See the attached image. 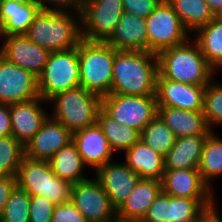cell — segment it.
<instances>
[{"instance_id":"44","label":"cell","mask_w":222,"mask_h":222,"mask_svg":"<svg viewBox=\"0 0 222 222\" xmlns=\"http://www.w3.org/2000/svg\"><path fill=\"white\" fill-rule=\"evenodd\" d=\"M202 222H222L217 211L211 212Z\"/></svg>"},{"instance_id":"42","label":"cell","mask_w":222,"mask_h":222,"mask_svg":"<svg viewBox=\"0 0 222 222\" xmlns=\"http://www.w3.org/2000/svg\"><path fill=\"white\" fill-rule=\"evenodd\" d=\"M12 135L9 104L0 103V137Z\"/></svg>"},{"instance_id":"10","label":"cell","mask_w":222,"mask_h":222,"mask_svg":"<svg viewBox=\"0 0 222 222\" xmlns=\"http://www.w3.org/2000/svg\"><path fill=\"white\" fill-rule=\"evenodd\" d=\"M122 0H86L81 11V36L106 42L123 15Z\"/></svg>"},{"instance_id":"32","label":"cell","mask_w":222,"mask_h":222,"mask_svg":"<svg viewBox=\"0 0 222 222\" xmlns=\"http://www.w3.org/2000/svg\"><path fill=\"white\" fill-rule=\"evenodd\" d=\"M140 140L165 156L173 147L176 137L171 129L157 114L141 131Z\"/></svg>"},{"instance_id":"31","label":"cell","mask_w":222,"mask_h":222,"mask_svg":"<svg viewBox=\"0 0 222 222\" xmlns=\"http://www.w3.org/2000/svg\"><path fill=\"white\" fill-rule=\"evenodd\" d=\"M198 170L209 187L212 179L222 176V139L212 131L204 142Z\"/></svg>"},{"instance_id":"26","label":"cell","mask_w":222,"mask_h":222,"mask_svg":"<svg viewBox=\"0 0 222 222\" xmlns=\"http://www.w3.org/2000/svg\"><path fill=\"white\" fill-rule=\"evenodd\" d=\"M48 161L54 174L72 185L88 179L82 172L86 165L73 141L60 148Z\"/></svg>"},{"instance_id":"17","label":"cell","mask_w":222,"mask_h":222,"mask_svg":"<svg viewBox=\"0 0 222 222\" xmlns=\"http://www.w3.org/2000/svg\"><path fill=\"white\" fill-rule=\"evenodd\" d=\"M162 192L190 199H214L213 190L202 179L198 169H165Z\"/></svg>"},{"instance_id":"14","label":"cell","mask_w":222,"mask_h":222,"mask_svg":"<svg viewBox=\"0 0 222 222\" xmlns=\"http://www.w3.org/2000/svg\"><path fill=\"white\" fill-rule=\"evenodd\" d=\"M206 85H190L157 76L156 100L158 107L203 111Z\"/></svg>"},{"instance_id":"35","label":"cell","mask_w":222,"mask_h":222,"mask_svg":"<svg viewBox=\"0 0 222 222\" xmlns=\"http://www.w3.org/2000/svg\"><path fill=\"white\" fill-rule=\"evenodd\" d=\"M203 114L210 129L222 125V83L211 80L206 85Z\"/></svg>"},{"instance_id":"6","label":"cell","mask_w":222,"mask_h":222,"mask_svg":"<svg viewBox=\"0 0 222 222\" xmlns=\"http://www.w3.org/2000/svg\"><path fill=\"white\" fill-rule=\"evenodd\" d=\"M17 185L30 196L41 195L55 205L70 201L72 184L54 174L49 161L23 158Z\"/></svg>"},{"instance_id":"45","label":"cell","mask_w":222,"mask_h":222,"mask_svg":"<svg viewBox=\"0 0 222 222\" xmlns=\"http://www.w3.org/2000/svg\"><path fill=\"white\" fill-rule=\"evenodd\" d=\"M115 222H142V221H135V220H121V219H118L116 218Z\"/></svg>"},{"instance_id":"22","label":"cell","mask_w":222,"mask_h":222,"mask_svg":"<svg viewBox=\"0 0 222 222\" xmlns=\"http://www.w3.org/2000/svg\"><path fill=\"white\" fill-rule=\"evenodd\" d=\"M158 115L171 129L176 138L208 135L212 131L207 126L203 111L158 107Z\"/></svg>"},{"instance_id":"40","label":"cell","mask_w":222,"mask_h":222,"mask_svg":"<svg viewBox=\"0 0 222 222\" xmlns=\"http://www.w3.org/2000/svg\"><path fill=\"white\" fill-rule=\"evenodd\" d=\"M42 11H66L81 13L86 0H33ZM56 6L50 7L49 6ZM52 4V5H51ZM70 9V10H69ZM73 9V10H71Z\"/></svg>"},{"instance_id":"16","label":"cell","mask_w":222,"mask_h":222,"mask_svg":"<svg viewBox=\"0 0 222 222\" xmlns=\"http://www.w3.org/2000/svg\"><path fill=\"white\" fill-rule=\"evenodd\" d=\"M72 141V132L51 116L43 122L26 143L25 156L33 160H49L60 148Z\"/></svg>"},{"instance_id":"25","label":"cell","mask_w":222,"mask_h":222,"mask_svg":"<svg viewBox=\"0 0 222 222\" xmlns=\"http://www.w3.org/2000/svg\"><path fill=\"white\" fill-rule=\"evenodd\" d=\"M207 135L176 138L164 156L165 169H198Z\"/></svg>"},{"instance_id":"20","label":"cell","mask_w":222,"mask_h":222,"mask_svg":"<svg viewBox=\"0 0 222 222\" xmlns=\"http://www.w3.org/2000/svg\"><path fill=\"white\" fill-rule=\"evenodd\" d=\"M41 9L33 0L0 2V37L26 34Z\"/></svg>"},{"instance_id":"24","label":"cell","mask_w":222,"mask_h":222,"mask_svg":"<svg viewBox=\"0 0 222 222\" xmlns=\"http://www.w3.org/2000/svg\"><path fill=\"white\" fill-rule=\"evenodd\" d=\"M124 163L137 173L141 179L161 181L165 171L164 156L139 140L124 151Z\"/></svg>"},{"instance_id":"23","label":"cell","mask_w":222,"mask_h":222,"mask_svg":"<svg viewBox=\"0 0 222 222\" xmlns=\"http://www.w3.org/2000/svg\"><path fill=\"white\" fill-rule=\"evenodd\" d=\"M161 191V181L140 179L134 191L116 211V218L141 221Z\"/></svg>"},{"instance_id":"29","label":"cell","mask_w":222,"mask_h":222,"mask_svg":"<svg viewBox=\"0 0 222 222\" xmlns=\"http://www.w3.org/2000/svg\"><path fill=\"white\" fill-rule=\"evenodd\" d=\"M97 124L101 127L114 153L124 152L140 140L139 130L121 125L102 108L98 112Z\"/></svg>"},{"instance_id":"28","label":"cell","mask_w":222,"mask_h":222,"mask_svg":"<svg viewBox=\"0 0 222 222\" xmlns=\"http://www.w3.org/2000/svg\"><path fill=\"white\" fill-rule=\"evenodd\" d=\"M214 200L170 196V222H202L217 210Z\"/></svg>"},{"instance_id":"39","label":"cell","mask_w":222,"mask_h":222,"mask_svg":"<svg viewBox=\"0 0 222 222\" xmlns=\"http://www.w3.org/2000/svg\"><path fill=\"white\" fill-rule=\"evenodd\" d=\"M123 11L146 19L161 3L160 0H122Z\"/></svg>"},{"instance_id":"30","label":"cell","mask_w":222,"mask_h":222,"mask_svg":"<svg viewBox=\"0 0 222 222\" xmlns=\"http://www.w3.org/2000/svg\"><path fill=\"white\" fill-rule=\"evenodd\" d=\"M169 3L190 34L216 17L205 0H171Z\"/></svg>"},{"instance_id":"19","label":"cell","mask_w":222,"mask_h":222,"mask_svg":"<svg viewBox=\"0 0 222 222\" xmlns=\"http://www.w3.org/2000/svg\"><path fill=\"white\" fill-rule=\"evenodd\" d=\"M43 101L47 102L42 97H37L23 103L9 104L12 136L24 146L40 130L43 122L49 116L42 107L41 102Z\"/></svg>"},{"instance_id":"8","label":"cell","mask_w":222,"mask_h":222,"mask_svg":"<svg viewBox=\"0 0 222 222\" xmlns=\"http://www.w3.org/2000/svg\"><path fill=\"white\" fill-rule=\"evenodd\" d=\"M146 28L148 51L155 54L191 39L169 2H161L146 18Z\"/></svg>"},{"instance_id":"13","label":"cell","mask_w":222,"mask_h":222,"mask_svg":"<svg viewBox=\"0 0 222 222\" xmlns=\"http://www.w3.org/2000/svg\"><path fill=\"white\" fill-rule=\"evenodd\" d=\"M0 55L9 62L39 76L48 61L50 52L32 42L26 34L2 36Z\"/></svg>"},{"instance_id":"4","label":"cell","mask_w":222,"mask_h":222,"mask_svg":"<svg viewBox=\"0 0 222 222\" xmlns=\"http://www.w3.org/2000/svg\"><path fill=\"white\" fill-rule=\"evenodd\" d=\"M77 49L80 86L100 97L110 94L115 49L106 42L83 38Z\"/></svg>"},{"instance_id":"33","label":"cell","mask_w":222,"mask_h":222,"mask_svg":"<svg viewBox=\"0 0 222 222\" xmlns=\"http://www.w3.org/2000/svg\"><path fill=\"white\" fill-rule=\"evenodd\" d=\"M25 147L14 136L0 137V175L16 176Z\"/></svg>"},{"instance_id":"27","label":"cell","mask_w":222,"mask_h":222,"mask_svg":"<svg viewBox=\"0 0 222 222\" xmlns=\"http://www.w3.org/2000/svg\"><path fill=\"white\" fill-rule=\"evenodd\" d=\"M195 42L208 64L216 71L222 68V16L215 17L195 32Z\"/></svg>"},{"instance_id":"41","label":"cell","mask_w":222,"mask_h":222,"mask_svg":"<svg viewBox=\"0 0 222 222\" xmlns=\"http://www.w3.org/2000/svg\"><path fill=\"white\" fill-rule=\"evenodd\" d=\"M17 185L16 176L0 175V217L11 192Z\"/></svg>"},{"instance_id":"37","label":"cell","mask_w":222,"mask_h":222,"mask_svg":"<svg viewBox=\"0 0 222 222\" xmlns=\"http://www.w3.org/2000/svg\"><path fill=\"white\" fill-rule=\"evenodd\" d=\"M141 221L170 222V196L161 191Z\"/></svg>"},{"instance_id":"7","label":"cell","mask_w":222,"mask_h":222,"mask_svg":"<svg viewBox=\"0 0 222 222\" xmlns=\"http://www.w3.org/2000/svg\"><path fill=\"white\" fill-rule=\"evenodd\" d=\"M80 86L78 49L51 52L38 76L39 96L49 101L60 92Z\"/></svg>"},{"instance_id":"1","label":"cell","mask_w":222,"mask_h":222,"mask_svg":"<svg viewBox=\"0 0 222 222\" xmlns=\"http://www.w3.org/2000/svg\"><path fill=\"white\" fill-rule=\"evenodd\" d=\"M157 54L149 51H117L113 62L111 93L156 95Z\"/></svg>"},{"instance_id":"2","label":"cell","mask_w":222,"mask_h":222,"mask_svg":"<svg viewBox=\"0 0 222 222\" xmlns=\"http://www.w3.org/2000/svg\"><path fill=\"white\" fill-rule=\"evenodd\" d=\"M157 58L158 72L165 79L190 85H207L213 80L215 70L194 40L164 49Z\"/></svg>"},{"instance_id":"11","label":"cell","mask_w":222,"mask_h":222,"mask_svg":"<svg viewBox=\"0 0 222 222\" xmlns=\"http://www.w3.org/2000/svg\"><path fill=\"white\" fill-rule=\"evenodd\" d=\"M70 200L89 222H115L116 220V210L96 178L72 185Z\"/></svg>"},{"instance_id":"43","label":"cell","mask_w":222,"mask_h":222,"mask_svg":"<svg viewBox=\"0 0 222 222\" xmlns=\"http://www.w3.org/2000/svg\"><path fill=\"white\" fill-rule=\"evenodd\" d=\"M216 17L222 16V0H205Z\"/></svg>"},{"instance_id":"3","label":"cell","mask_w":222,"mask_h":222,"mask_svg":"<svg viewBox=\"0 0 222 222\" xmlns=\"http://www.w3.org/2000/svg\"><path fill=\"white\" fill-rule=\"evenodd\" d=\"M26 35L32 42L47 49L50 53L76 48L82 39L81 14L70 11L41 10Z\"/></svg>"},{"instance_id":"36","label":"cell","mask_w":222,"mask_h":222,"mask_svg":"<svg viewBox=\"0 0 222 222\" xmlns=\"http://www.w3.org/2000/svg\"><path fill=\"white\" fill-rule=\"evenodd\" d=\"M55 206L44 196H30L29 222H51Z\"/></svg>"},{"instance_id":"38","label":"cell","mask_w":222,"mask_h":222,"mask_svg":"<svg viewBox=\"0 0 222 222\" xmlns=\"http://www.w3.org/2000/svg\"><path fill=\"white\" fill-rule=\"evenodd\" d=\"M51 222H89L70 201L55 206Z\"/></svg>"},{"instance_id":"34","label":"cell","mask_w":222,"mask_h":222,"mask_svg":"<svg viewBox=\"0 0 222 222\" xmlns=\"http://www.w3.org/2000/svg\"><path fill=\"white\" fill-rule=\"evenodd\" d=\"M30 195L18 185L5 205L0 222H29Z\"/></svg>"},{"instance_id":"9","label":"cell","mask_w":222,"mask_h":222,"mask_svg":"<svg viewBox=\"0 0 222 222\" xmlns=\"http://www.w3.org/2000/svg\"><path fill=\"white\" fill-rule=\"evenodd\" d=\"M102 109L121 125L141 131L157 114L156 95L110 93L102 97Z\"/></svg>"},{"instance_id":"15","label":"cell","mask_w":222,"mask_h":222,"mask_svg":"<svg viewBox=\"0 0 222 222\" xmlns=\"http://www.w3.org/2000/svg\"><path fill=\"white\" fill-rule=\"evenodd\" d=\"M96 179L109 196L112 207L117 211L134 191L141 177L124 162L109 161L96 171Z\"/></svg>"},{"instance_id":"12","label":"cell","mask_w":222,"mask_h":222,"mask_svg":"<svg viewBox=\"0 0 222 222\" xmlns=\"http://www.w3.org/2000/svg\"><path fill=\"white\" fill-rule=\"evenodd\" d=\"M37 97L38 77L0 55V103H23Z\"/></svg>"},{"instance_id":"46","label":"cell","mask_w":222,"mask_h":222,"mask_svg":"<svg viewBox=\"0 0 222 222\" xmlns=\"http://www.w3.org/2000/svg\"><path fill=\"white\" fill-rule=\"evenodd\" d=\"M161 2H170L171 0H160Z\"/></svg>"},{"instance_id":"21","label":"cell","mask_w":222,"mask_h":222,"mask_svg":"<svg viewBox=\"0 0 222 222\" xmlns=\"http://www.w3.org/2000/svg\"><path fill=\"white\" fill-rule=\"evenodd\" d=\"M106 43L117 51H148L146 19L124 12Z\"/></svg>"},{"instance_id":"18","label":"cell","mask_w":222,"mask_h":222,"mask_svg":"<svg viewBox=\"0 0 222 222\" xmlns=\"http://www.w3.org/2000/svg\"><path fill=\"white\" fill-rule=\"evenodd\" d=\"M72 141L84 164L90 169L96 171L99 167L112 161L114 151L97 123L72 132Z\"/></svg>"},{"instance_id":"5","label":"cell","mask_w":222,"mask_h":222,"mask_svg":"<svg viewBox=\"0 0 222 222\" xmlns=\"http://www.w3.org/2000/svg\"><path fill=\"white\" fill-rule=\"evenodd\" d=\"M48 102L54 103L51 117L71 132L96 124L98 112L102 108V97L82 86L60 92Z\"/></svg>"}]
</instances>
